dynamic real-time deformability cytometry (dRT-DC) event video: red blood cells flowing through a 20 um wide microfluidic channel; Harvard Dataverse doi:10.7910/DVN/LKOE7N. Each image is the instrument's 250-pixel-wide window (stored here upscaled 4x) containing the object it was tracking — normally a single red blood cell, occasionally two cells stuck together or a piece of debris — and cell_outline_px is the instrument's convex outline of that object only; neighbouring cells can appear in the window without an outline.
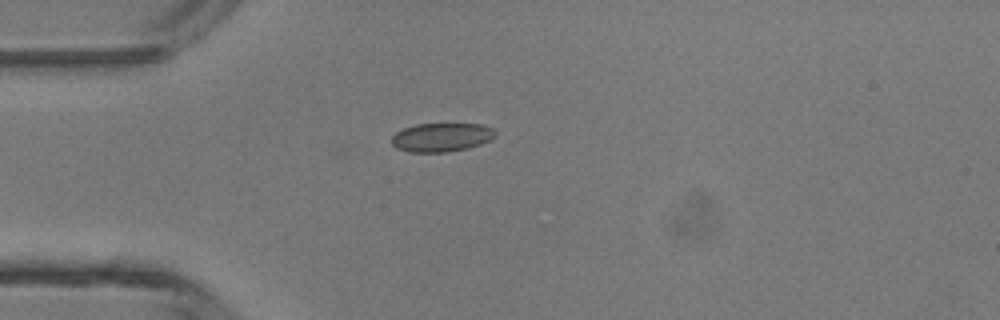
{"species": "common noctule bat (a hibernating species)", "species_latin": "Nyctalus noctula", "temperature_condition": "room temperature", "stored_images_in_passage": 35, "camera_frame_rate_fps": 3000, "um_per_image_px": 0.085, "animal": {"sex": "male", "body_mass_g": 13.3}, "frame": {"image": 1, "passage_image": 1, "time_ms": 0.0, "image_size_px": [1000, 320], "cell_outline_px": [[496, 136], [480, 144], [468, 148], [448, 152], [408, 152], [396, 148], [392, 144], [392, 136], [396, 132], [404, 128], [416, 124], [480, 124], [492, 128], [496, 132]], "centroid_in_image_um": [37.51, 11.67], "position_along_channel_um": 47.5, "area_um2": 17.34}}
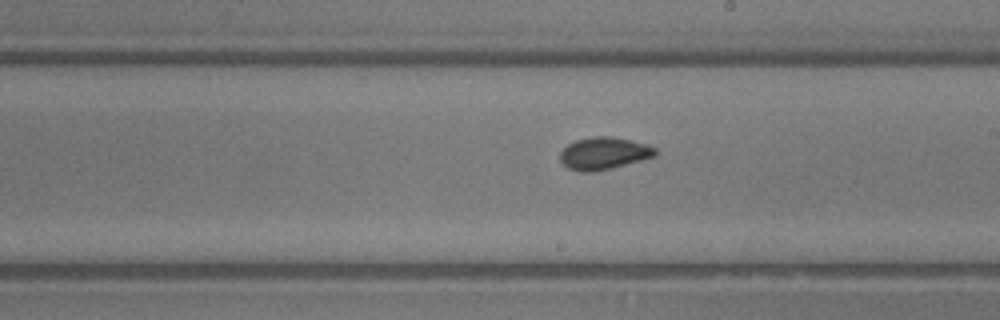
{"frame": {"image": 2, "passage_image": 15, "time_ms": 4.667, "image_size_px": [1000, 320], "cell_outline_px": [[656, 156], [612, 168], [592, 172], [580, 172], [568, 168], [560, 160], [560, 152], [568, 144], [576, 140], [592, 136], [612, 136], [648, 144], [656, 148]], "centroid_in_image_um": [51.33, 13.03], "position_along_channel_um": 237.7, "area_um2": 17.98}}
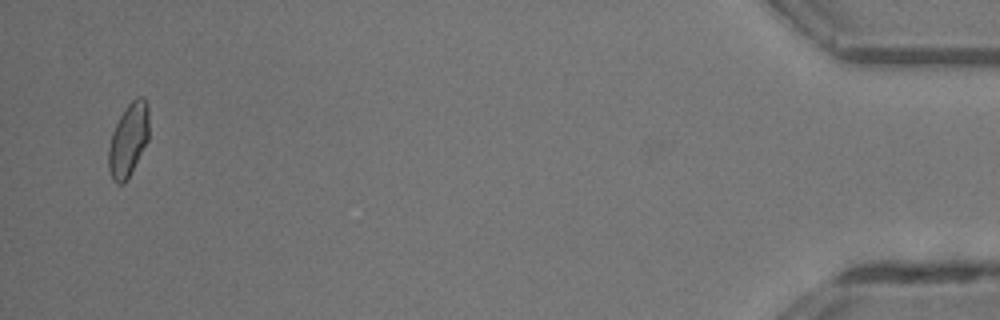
{"frame": {"image": 3, "passage_image": 34, "time_ms": 11.0, "image_size_px": [1000, 320], "cell_outline_px": [[148, 140], [124, 184], [116, 184], [112, 180], [108, 168], [108, 148], [112, 132], [124, 108], [136, 96], [144, 96], [148, 104]], "centroid_in_image_um": [10.9, 11.86], "position_along_channel_um": 424.3, "area_um2": 17.28}, "authors_computed_cell_mechanics": {"area_um2": 17.34, "velocity_mm_per_s": 4.3775, "shape_relaxation_time_tau1_ms": 5.8755, "shape_relaxation_time_tau2_ms": 0.6396, "deformation_change_tau1": 0.115, "deformation_change_tau2": 0.0447}}